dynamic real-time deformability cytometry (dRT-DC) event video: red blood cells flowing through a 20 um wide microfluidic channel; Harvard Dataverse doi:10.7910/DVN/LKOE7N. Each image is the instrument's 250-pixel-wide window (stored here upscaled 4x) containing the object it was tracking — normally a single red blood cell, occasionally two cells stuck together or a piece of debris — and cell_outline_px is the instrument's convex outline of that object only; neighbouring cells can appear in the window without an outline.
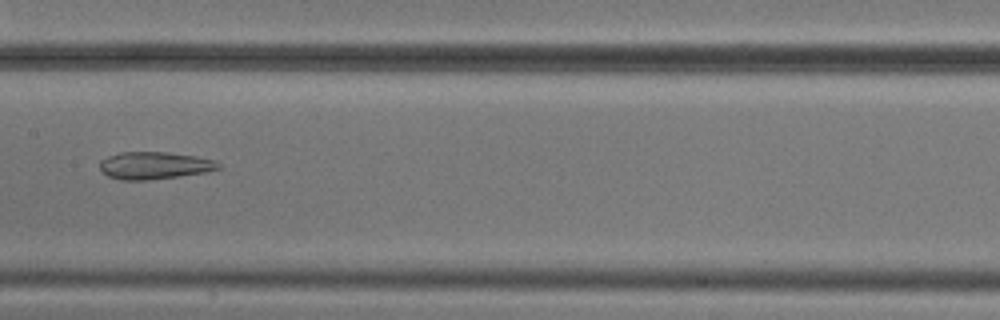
{"species": "common noctule bat (a hibernating species)", "species_latin": "Nyctalus noctula", "temperature_condition": "cold", "stored_images_in_passage": 5, "camera_frame_rate_fps": 3000, "um_per_image_px": 0.085, "animal": {"sex": "male", "body_mass_g": 20.5, "forearm_length_mm": 52.5}, "frame": {"image": 1, "passage_image": 5, "time_ms": 4.667, "image_size_px": [1000, 320], "cell_outline_px": [[220, 168], [204, 172], [148, 180], [120, 180], [108, 176], [100, 168], [100, 160], [108, 156], [120, 152], [168, 152], [196, 156], [216, 160], [220, 164]], "centroid_in_image_um": [13.11, 14.05], "position_along_channel_um": 194.3, "area_um2": 18.79}}